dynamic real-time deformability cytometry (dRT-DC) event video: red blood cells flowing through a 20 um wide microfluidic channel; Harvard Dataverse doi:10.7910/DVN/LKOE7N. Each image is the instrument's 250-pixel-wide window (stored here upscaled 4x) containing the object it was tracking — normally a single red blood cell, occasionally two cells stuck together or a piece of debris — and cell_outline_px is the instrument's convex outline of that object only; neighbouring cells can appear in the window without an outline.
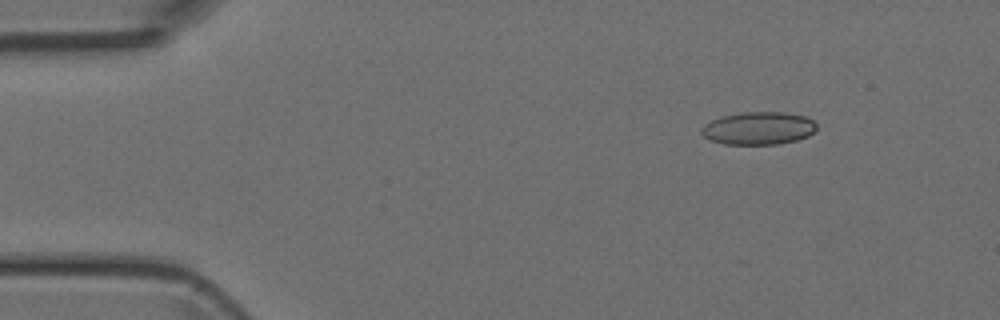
{"species": "Egyptian fruit bat (a non-hibernating species)", "species_latin": "Rousettus aegyptiacus", "temperature_condition": "room temperature", "stored_images_in_passage": 44, "camera_frame_rate_fps": 3000, "um_per_image_px": 0.085, "animal": {"sex": "female"}, "frame": {"image": 1, "passage_image": 2, "time_ms": 0.333, "image_size_px": [1000, 320], "cell_outline_px": [[816, 128], [808, 136], [796, 140], [776, 144], [724, 144], [712, 140], [704, 136], [700, 132], [700, 128], [704, 124], [720, 116], [740, 112], [784, 112], [804, 116], [812, 120], [816, 124]], "centroid_in_image_um": [64.44, 10.89], "position_along_channel_um": 20.6, "area_um2": 21.96}}
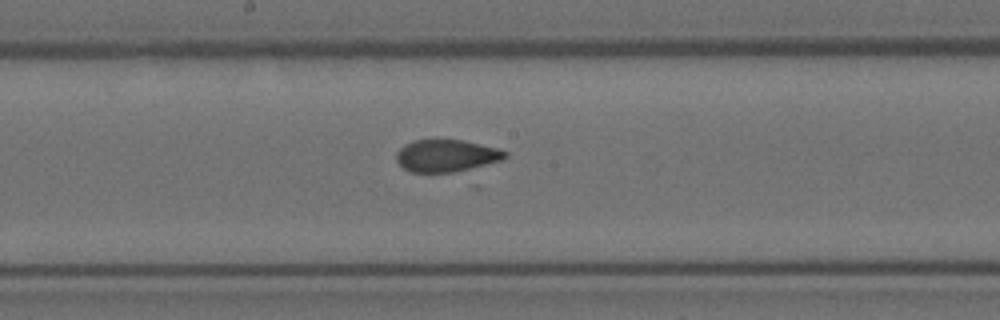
{"frame": {"image": 2, "passage_image": 21, "time_ms": 6.667, "image_size_px": [1000, 320], "cell_outline_px": [[508, 156], [500, 160], [468, 172], [412, 172], [404, 168], [396, 160], [396, 152], [404, 144], [412, 140], [464, 140], [496, 148], [508, 152]], "centroid_in_image_um": [37.97, 13.25], "position_along_channel_um": 210.2, "area_um2": 20.75}}
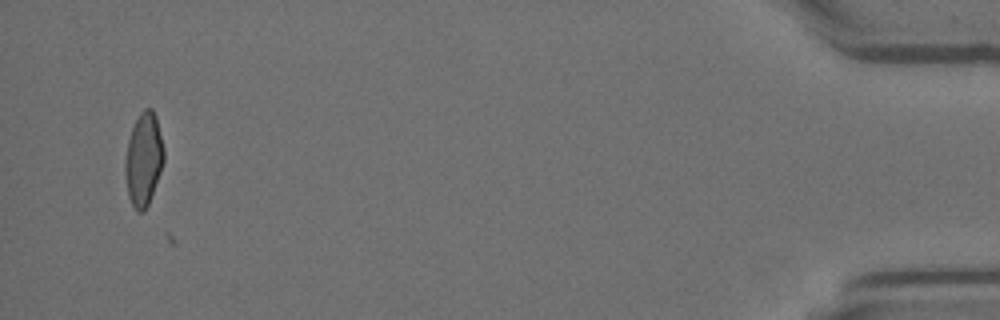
{"frame": {"image": 3, "passage_image": 42, "time_ms": 13.667, "image_size_px": [1000, 320], "cell_outline_px": [[164, 160], [160, 172], [148, 204], [144, 212], [136, 212], [128, 196], [124, 172], [124, 164], [128, 140], [132, 128], [140, 112], [144, 108], [152, 108], [156, 116], [164, 148]], "centroid_in_image_um": [12.19, 13.54], "position_along_channel_um": 423.0, "area_um2": 20.98}}